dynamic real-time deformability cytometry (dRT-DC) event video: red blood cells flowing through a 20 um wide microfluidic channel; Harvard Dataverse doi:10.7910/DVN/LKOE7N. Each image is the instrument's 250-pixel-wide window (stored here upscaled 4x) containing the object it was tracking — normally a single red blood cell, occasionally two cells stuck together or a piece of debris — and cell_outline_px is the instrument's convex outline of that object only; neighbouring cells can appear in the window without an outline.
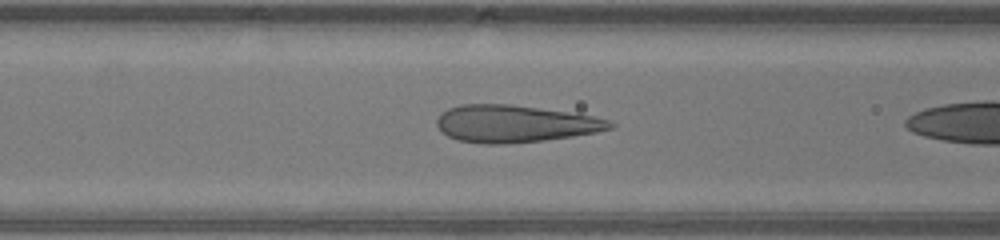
{"species": "human", "species_latin": "Homo sapiens", "temperature_condition": "warm", "stored_images_in_passage": 10, "camera_frame_rate_fps": 3000, "um_per_image_px": 0.085, "donor": {"sex": "male"}, "frame": {"image": 1, "passage_image": 5, "time_ms": 1.333, "image_size_px": [1000, 240], "cell_outline_px": [[616, 124], [612, 128], [596, 132], [572, 136], [544, 140], [508, 144], [484, 144], [460, 140], [448, 136], [436, 124], [436, 120], [448, 108], [460, 104], [512, 104], [596, 116], [608, 120]], "centroid_in_image_um": [43.79, 10.51], "position_along_channel_um": 122.8, "area_um2": 37.4}}